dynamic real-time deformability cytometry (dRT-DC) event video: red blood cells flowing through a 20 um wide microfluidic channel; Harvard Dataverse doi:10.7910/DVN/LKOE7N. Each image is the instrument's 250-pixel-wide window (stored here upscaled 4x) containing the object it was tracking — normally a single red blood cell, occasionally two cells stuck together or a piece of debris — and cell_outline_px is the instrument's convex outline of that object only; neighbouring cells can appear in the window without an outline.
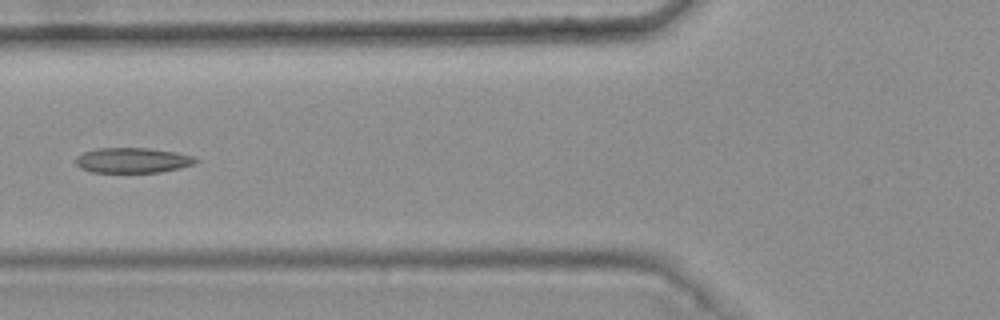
{"species": "common noctule bat (a hibernating species)", "species_latin": "Nyctalus noctula", "temperature_condition": "warm", "stored_images_in_passage": 6, "camera_frame_rate_fps": 3000, "um_per_image_px": 0.085, "animal": {"sex": "female", "body_mass_g": 25.1}, "frame": {"image": 1, "passage_image": 6, "time_ms": 1.667, "image_size_px": [1000, 320], "cell_outline_px": [[200, 160], [196, 164], [180, 168], [160, 172], [92, 172], [80, 168], [76, 164], [76, 156], [84, 152], [96, 148], [148, 148], [176, 152], [192, 156]], "centroid_in_image_um": [11.29, 13.62], "position_along_channel_um": 114.5, "area_um2": 17.69}}